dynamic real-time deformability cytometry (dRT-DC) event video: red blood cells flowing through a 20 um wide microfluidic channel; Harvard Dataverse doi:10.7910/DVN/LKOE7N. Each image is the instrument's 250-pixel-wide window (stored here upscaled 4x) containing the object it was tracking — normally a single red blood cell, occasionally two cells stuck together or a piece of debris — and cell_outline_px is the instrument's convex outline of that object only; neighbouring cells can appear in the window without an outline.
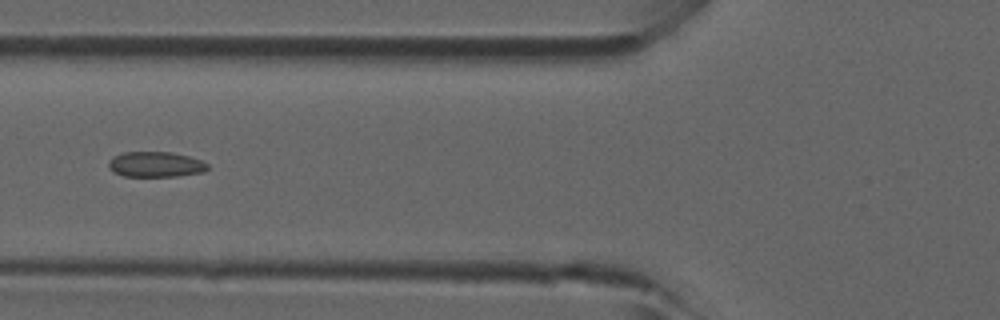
{"species": "common noctule bat (a hibernating species)", "species_latin": "Nyctalus noctula", "temperature_condition": "room temperature", "stored_images_in_passage": 5, "camera_frame_rate_fps": 3000, "um_per_image_px": 0.085, "animal": {"sex": "male", "forearm_length_mm": 52.5}, "frame": {"image": 1, "passage_image": 5, "time_ms": 1.333, "image_size_px": [1000, 320], "cell_outline_px": [[208, 168], [204, 172], [176, 176], [124, 176], [108, 168], [108, 160], [124, 152], [172, 152], [188, 156], [200, 160], [208, 164]], "centroid_in_image_um": [13.23, 13.97], "position_along_channel_um": 112.6, "area_um2": 14.51}}